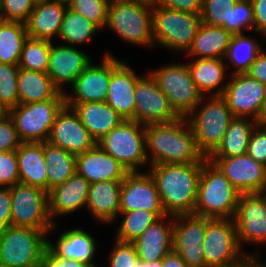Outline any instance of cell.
<instances>
[{
	"instance_id": "obj_53",
	"label": "cell",
	"mask_w": 266,
	"mask_h": 267,
	"mask_svg": "<svg viewBox=\"0 0 266 267\" xmlns=\"http://www.w3.org/2000/svg\"><path fill=\"white\" fill-rule=\"evenodd\" d=\"M40 267H87V266L77 260L60 259L47 248L42 256Z\"/></svg>"
},
{
	"instance_id": "obj_36",
	"label": "cell",
	"mask_w": 266,
	"mask_h": 267,
	"mask_svg": "<svg viewBox=\"0 0 266 267\" xmlns=\"http://www.w3.org/2000/svg\"><path fill=\"white\" fill-rule=\"evenodd\" d=\"M44 160L47 163L48 192L76 173V155L47 141L44 142Z\"/></svg>"
},
{
	"instance_id": "obj_30",
	"label": "cell",
	"mask_w": 266,
	"mask_h": 267,
	"mask_svg": "<svg viewBox=\"0 0 266 267\" xmlns=\"http://www.w3.org/2000/svg\"><path fill=\"white\" fill-rule=\"evenodd\" d=\"M72 107L80 122L99 141L124 119L106 102L65 103Z\"/></svg>"
},
{
	"instance_id": "obj_7",
	"label": "cell",
	"mask_w": 266,
	"mask_h": 267,
	"mask_svg": "<svg viewBox=\"0 0 266 267\" xmlns=\"http://www.w3.org/2000/svg\"><path fill=\"white\" fill-rule=\"evenodd\" d=\"M97 145L120 162L128 172L139 171L140 167L149 166L146 154L145 125L134 120H123Z\"/></svg>"
},
{
	"instance_id": "obj_6",
	"label": "cell",
	"mask_w": 266,
	"mask_h": 267,
	"mask_svg": "<svg viewBox=\"0 0 266 267\" xmlns=\"http://www.w3.org/2000/svg\"><path fill=\"white\" fill-rule=\"evenodd\" d=\"M202 23L201 14L182 12L153 5L154 46L186 53Z\"/></svg>"
},
{
	"instance_id": "obj_17",
	"label": "cell",
	"mask_w": 266,
	"mask_h": 267,
	"mask_svg": "<svg viewBox=\"0 0 266 267\" xmlns=\"http://www.w3.org/2000/svg\"><path fill=\"white\" fill-rule=\"evenodd\" d=\"M128 172L122 180L120 191V213L147 210L160 218L166 216L156 184L148 171Z\"/></svg>"
},
{
	"instance_id": "obj_4",
	"label": "cell",
	"mask_w": 266,
	"mask_h": 267,
	"mask_svg": "<svg viewBox=\"0 0 266 267\" xmlns=\"http://www.w3.org/2000/svg\"><path fill=\"white\" fill-rule=\"evenodd\" d=\"M153 5L144 0H110L105 28L125 43L154 47Z\"/></svg>"
},
{
	"instance_id": "obj_40",
	"label": "cell",
	"mask_w": 266,
	"mask_h": 267,
	"mask_svg": "<svg viewBox=\"0 0 266 267\" xmlns=\"http://www.w3.org/2000/svg\"><path fill=\"white\" fill-rule=\"evenodd\" d=\"M52 42L28 37L24 42L18 67L47 73Z\"/></svg>"
},
{
	"instance_id": "obj_20",
	"label": "cell",
	"mask_w": 266,
	"mask_h": 267,
	"mask_svg": "<svg viewBox=\"0 0 266 267\" xmlns=\"http://www.w3.org/2000/svg\"><path fill=\"white\" fill-rule=\"evenodd\" d=\"M47 142L79 155L97 145L96 140L80 122L72 107L64 105L58 112Z\"/></svg>"
},
{
	"instance_id": "obj_19",
	"label": "cell",
	"mask_w": 266,
	"mask_h": 267,
	"mask_svg": "<svg viewBox=\"0 0 266 267\" xmlns=\"http://www.w3.org/2000/svg\"><path fill=\"white\" fill-rule=\"evenodd\" d=\"M112 55L105 52L100 65L90 62L70 86L72 92H64L65 103L105 102L112 73Z\"/></svg>"
},
{
	"instance_id": "obj_63",
	"label": "cell",
	"mask_w": 266,
	"mask_h": 267,
	"mask_svg": "<svg viewBox=\"0 0 266 267\" xmlns=\"http://www.w3.org/2000/svg\"><path fill=\"white\" fill-rule=\"evenodd\" d=\"M260 123L266 128V119L262 120Z\"/></svg>"
},
{
	"instance_id": "obj_44",
	"label": "cell",
	"mask_w": 266,
	"mask_h": 267,
	"mask_svg": "<svg viewBox=\"0 0 266 267\" xmlns=\"http://www.w3.org/2000/svg\"><path fill=\"white\" fill-rule=\"evenodd\" d=\"M254 32V13L251 0H237L231 16L230 32L244 34V31Z\"/></svg>"
},
{
	"instance_id": "obj_27",
	"label": "cell",
	"mask_w": 266,
	"mask_h": 267,
	"mask_svg": "<svg viewBox=\"0 0 266 267\" xmlns=\"http://www.w3.org/2000/svg\"><path fill=\"white\" fill-rule=\"evenodd\" d=\"M122 181L90 183L86 207L95 221L110 225L120 213V191Z\"/></svg>"
},
{
	"instance_id": "obj_9",
	"label": "cell",
	"mask_w": 266,
	"mask_h": 267,
	"mask_svg": "<svg viewBox=\"0 0 266 267\" xmlns=\"http://www.w3.org/2000/svg\"><path fill=\"white\" fill-rule=\"evenodd\" d=\"M11 226L51 232L58 226L49 214V192L17 183L11 187Z\"/></svg>"
},
{
	"instance_id": "obj_42",
	"label": "cell",
	"mask_w": 266,
	"mask_h": 267,
	"mask_svg": "<svg viewBox=\"0 0 266 267\" xmlns=\"http://www.w3.org/2000/svg\"><path fill=\"white\" fill-rule=\"evenodd\" d=\"M110 0H74L68 8L81 14L100 30L105 29Z\"/></svg>"
},
{
	"instance_id": "obj_31",
	"label": "cell",
	"mask_w": 266,
	"mask_h": 267,
	"mask_svg": "<svg viewBox=\"0 0 266 267\" xmlns=\"http://www.w3.org/2000/svg\"><path fill=\"white\" fill-rule=\"evenodd\" d=\"M19 183L36 186L48 192L47 163L44 142H22L16 149Z\"/></svg>"
},
{
	"instance_id": "obj_26",
	"label": "cell",
	"mask_w": 266,
	"mask_h": 267,
	"mask_svg": "<svg viewBox=\"0 0 266 267\" xmlns=\"http://www.w3.org/2000/svg\"><path fill=\"white\" fill-rule=\"evenodd\" d=\"M94 236L81 228L64 230L56 241L49 240L47 248L60 259L77 260L87 267L97 266L94 256L97 251V243Z\"/></svg>"
},
{
	"instance_id": "obj_46",
	"label": "cell",
	"mask_w": 266,
	"mask_h": 267,
	"mask_svg": "<svg viewBox=\"0 0 266 267\" xmlns=\"http://www.w3.org/2000/svg\"><path fill=\"white\" fill-rule=\"evenodd\" d=\"M109 254V267H133L139 260L133 243L114 240Z\"/></svg>"
},
{
	"instance_id": "obj_16",
	"label": "cell",
	"mask_w": 266,
	"mask_h": 267,
	"mask_svg": "<svg viewBox=\"0 0 266 267\" xmlns=\"http://www.w3.org/2000/svg\"><path fill=\"white\" fill-rule=\"evenodd\" d=\"M134 96V121L139 124L166 123L180 118L149 72L137 81Z\"/></svg>"
},
{
	"instance_id": "obj_11",
	"label": "cell",
	"mask_w": 266,
	"mask_h": 267,
	"mask_svg": "<svg viewBox=\"0 0 266 267\" xmlns=\"http://www.w3.org/2000/svg\"><path fill=\"white\" fill-rule=\"evenodd\" d=\"M148 72L180 117H187L200 103L203 95L194 84L186 62L170 63Z\"/></svg>"
},
{
	"instance_id": "obj_13",
	"label": "cell",
	"mask_w": 266,
	"mask_h": 267,
	"mask_svg": "<svg viewBox=\"0 0 266 267\" xmlns=\"http://www.w3.org/2000/svg\"><path fill=\"white\" fill-rule=\"evenodd\" d=\"M227 80L228 84L221 96L226 100L232 114L261 122L266 85L247 73L229 75Z\"/></svg>"
},
{
	"instance_id": "obj_22",
	"label": "cell",
	"mask_w": 266,
	"mask_h": 267,
	"mask_svg": "<svg viewBox=\"0 0 266 267\" xmlns=\"http://www.w3.org/2000/svg\"><path fill=\"white\" fill-rule=\"evenodd\" d=\"M91 61L90 56L78 47L54 45L52 42L47 73L53 84L64 93L63 86L72 85Z\"/></svg>"
},
{
	"instance_id": "obj_33",
	"label": "cell",
	"mask_w": 266,
	"mask_h": 267,
	"mask_svg": "<svg viewBox=\"0 0 266 267\" xmlns=\"http://www.w3.org/2000/svg\"><path fill=\"white\" fill-rule=\"evenodd\" d=\"M19 103L43 102L54 99L61 91L48 73L19 68L17 75Z\"/></svg>"
},
{
	"instance_id": "obj_12",
	"label": "cell",
	"mask_w": 266,
	"mask_h": 267,
	"mask_svg": "<svg viewBox=\"0 0 266 267\" xmlns=\"http://www.w3.org/2000/svg\"><path fill=\"white\" fill-rule=\"evenodd\" d=\"M202 246L206 267L235 262L246 253L239 245L234 219L206 218Z\"/></svg>"
},
{
	"instance_id": "obj_43",
	"label": "cell",
	"mask_w": 266,
	"mask_h": 267,
	"mask_svg": "<svg viewBox=\"0 0 266 267\" xmlns=\"http://www.w3.org/2000/svg\"><path fill=\"white\" fill-rule=\"evenodd\" d=\"M18 65L0 63V98L10 108L19 103L17 89Z\"/></svg>"
},
{
	"instance_id": "obj_56",
	"label": "cell",
	"mask_w": 266,
	"mask_h": 267,
	"mask_svg": "<svg viewBox=\"0 0 266 267\" xmlns=\"http://www.w3.org/2000/svg\"><path fill=\"white\" fill-rule=\"evenodd\" d=\"M162 267H189L183 259L174 251L162 259Z\"/></svg>"
},
{
	"instance_id": "obj_29",
	"label": "cell",
	"mask_w": 266,
	"mask_h": 267,
	"mask_svg": "<svg viewBox=\"0 0 266 267\" xmlns=\"http://www.w3.org/2000/svg\"><path fill=\"white\" fill-rule=\"evenodd\" d=\"M186 63L194 84L203 96H221L224 93L228 84L226 68L229 67L224 59H191Z\"/></svg>"
},
{
	"instance_id": "obj_65",
	"label": "cell",
	"mask_w": 266,
	"mask_h": 267,
	"mask_svg": "<svg viewBox=\"0 0 266 267\" xmlns=\"http://www.w3.org/2000/svg\"><path fill=\"white\" fill-rule=\"evenodd\" d=\"M144 1H148V2H151L152 3L154 0H144Z\"/></svg>"
},
{
	"instance_id": "obj_2",
	"label": "cell",
	"mask_w": 266,
	"mask_h": 267,
	"mask_svg": "<svg viewBox=\"0 0 266 267\" xmlns=\"http://www.w3.org/2000/svg\"><path fill=\"white\" fill-rule=\"evenodd\" d=\"M202 165L156 164L147 169L167 215L193 214Z\"/></svg>"
},
{
	"instance_id": "obj_35",
	"label": "cell",
	"mask_w": 266,
	"mask_h": 267,
	"mask_svg": "<svg viewBox=\"0 0 266 267\" xmlns=\"http://www.w3.org/2000/svg\"><path fill=\"white\" fill-rule=\"evenodd\" d=\"M263 48L264 46L257 41V38L246 34H233L224 57L226 66L230 63L233 69L229 75L248 73Z\"/></svg>"
},
{
	"instance_id": "obj_47",
	"label": "cell",
	"mask_w": 266,
	"mask_h": 267,
	"mask_svg": "<svg viewBox=\"0 0 266 267\" xmlns=\"http://www.w3.org/2000/svg\"><path fill=\"white\" fill-rule=\"evenodd\" d=\"M16 150L0 151V187H13L19 183Z\"/></svg>"
},
{
	"instance_id": "obj_51",
	"label": "cell",
	"mask_w": 266,
	"mask_h": 267,
	"mask_svg": "<svg viewBox=\"0 0 266 267\" xmlns=\"http://www.w3.org/2000/svg\"><path fill=\"white\" fill-rule=\"evenodd\" d=\"M11 226V187H0V230Z\"/></svg>"
},
{
	"instance_id": "obj_59",
	"label": "cell",
	"mask_w": 266,
	"mask_h": 267,
	"mask_svg": "<svg viewBox=\"0 0 266 267\" xmlns=\"http://www.w3.org/2000/svg\"><path fill=\"white\" fill-rule=\"evenodd\" d=\"M266 119V94H265V100L263 104V109H262V120Z\"/></svg>"
},
{
	"instance_id": "obj_49",
	"label": "cell",
	"mask_w": 266,
	"mask_h": 267,
	"mask_svg": "<svg viewBox=\"0 0 266 267\" xmlns=\"http://www.w3.org/2000/svg\"><path fill=\"white\" fill-rule=\"evenodd\" d=\"M21 143L11 116L0 119V151L16 150Z\"/></svg>"
},
{
	"instance_id": "obj_50",
	"label": "cell",
	"mask_w": 266,
	"mask_h": 267,
	"mask_svg": "<svg viewBox=\"0 0 266 267\" xmlns=\"http://www.w3.org/2000/svg\"><path fill=\"white\" fill-rule=\"evenodd\" d=\"M203 0H154L152 5L162 6L182 12L201 14Z\"/></svg>"
},
{
	"instance_id": "obj_52",
	"label": "cell",
	"mask_w": 266,
	"mask_h": 267,
	"mask_svg": "<svg viewBox=\"0 0 266 267\" xmlns=\"http://www.w3.org/2000/svg\"><path fill=\"white\" fill-rule=\"evenodd\" d=\"M254 13V32L266 36V0H251Z\"/></svg>"
},
{
	"instance_id": "obj_14",
	"label": "cell",
	"mask_w": 266,
	"mask_h": 267,
	"mask_svg": "<svg viewBox=\"0 0 266 267\" xmlns=\"http://www.w3.org/2000/svg\"><path fill=\"white\" fill-rule=\"evenodd\" d=\"M234 221L242 250L245 243L266 245V194H240Z\"/></svg>"
},
{
	"instance_id": "obj_54",
	"label": "cell",
	"mask_w": 266,
	"mask_h": 267,
	"mask_svg": "<svg viewBox=\"0 0 266 267\" xmlns=\"http://www.w3.org/2000/svg\"><path fill=\"white\" fill-rule=\"evenodd\" d=\"M265 48L261 50L256 60L252 63L249 74L255 80L266 85V52Z\"/></svg>"
},
{
	"instance_id": "obj_18",
	"label": "cell",
	"mask_w": 266,
	"mask_h": 267,
	"mask_svg": "<svg viewBox=\"0 0 266 267\" xmlns=\"http://www.w3.org/2000/svg\"><path fill=\"white\" fill-rule=\"evenodd\" d=\"M241 193H262L266 186V166L250 155L207 157Z\"/></svg>"
},
{
	"instance_id": "obj_32",
	"label": "cell",
	"mask_w": 266,
	"mask_h": 267,
	"mask_svg": "<svg viewBox=\"0 0 266 267\" xmlns=\"http://www.w3.org/2000/svg\"><path fill=\"white\" fill-rule=\"evenodd\" d=\"M233 34L224 27L201 23L184 55L192 59H224Z\"/></svg>"
},
{
	"instance_id": "obj_25",
	"label": "cell",
	"mask_w": 266,
	"mask_h": 267,
	"mask_svg": "<svg viewBox=\"0 0 266 267\" xmlns=\"http://www.w3.org/2000/svg\"><path fill=\"white\" fill-rule=\"evenodd\" d=\"M90 183L81 175L75 173L49 191V214L53 221L56 217L67 216L86 207Z\"/></svg>"
},
{
	"instance_id": "obj_55",
	"label": "cell",
	"mask_w": 266,
	"mask_h": 267,
	"mask_svg": "<svg viewBox=\"0 0 266 267\" xmlns=\"http://www.w3.org/2000/svg\"><path fill=\"white\" fill-rule=\"evenodd\" d=\"M260 253L255 251L254 253H245L237 261L225 264L217 267H261Z\"/></svg>"
},
{
	"instance_id": "obj_64",
	"label": "cell",
	"mask_w": 266,
	"mask_h": 267,
	"mask_svg": "<svg viewBox=\"0 0 266 267\" xmlns=\"http://www.w3.org/2000/svg\"><path fill=\"white\" fill-rule=\"evenodd\" d=\"M0 267H7V266L0 261Z\"/></svg>"
},
{
	"instance_id": "obj_38",
	"label": "cell",
	"mask_w": 266,
	"mask_h": 267,
	"mask_svg": "<svg viewBox=\"0 0 266 267\" xmlns=\"http://www.w3.org/2000/svg\"><path fill=\"white\" fill-rule=\"evenodd\" d=\"M27 38L25 23L0 19V63L18 65Z\"/></svg>"
},
{
	"instance_id": "obj_41",
	"label": "cell",
	"mask_w": 266,
	"mask_h": 267,
	"mask_svg": "<svg viewBox=\"0 0 266 267\" xmlns=\"http://www.w3.org/2000/svg\"><path fill=\"white\" fill-rule=\"evenodd\" d=\"M236 2L237 0H203L202 22L224 27L230 32L232 11Z\"/></svg>"
},
{
	"instance_id": "obj_57",
	"label": "cell",
	"mask_w": 266,
	"mask_h": 267,
	"mask_svg": "<svg viewBox=\"0 0 266 267\" xmlns=\"http://www.w3.org/2000/svg\"><path fill=\"white\" fill-rule=\"evenodd\" d=\"M133 267H162V260L143 262L139 259Z\"/></svg>"
},
{
	"instance_id": "obj_15",
	"label": "cell",
	"mask_w": 266,
	"mask_h": 267,
	"mask_svg": "<svg viewBox=\"0 0 266 267\" xmlns=\"http://www.w3.org/2000/svg\"><path fill=\"white\" fill-rule=\"evenodd\" d=\"M206 232V217L194 214L173 216V251L189 267H206L203 241Z\"/></svg>"
},
{
	"instance_id": "obj_10",
	"label": "cell",
	"mask_w": 266,
	"mask_h": 267,
	"mask_svg": "<svg viewBox=\"0 0 266 267\" xmlns=\"http://www.w3.org/2000/svg\"><path fill=\"white\" fill-rule=\"evenodd\" d=\"M65 105L60 92L54 99L43 102L18 103L10 108V116L22 142L47 141L58 112Z\"/></svg>"
},
{
	"instance_id": "obj_37",
	"label": "cell",
	"mask_w": 266,
	"mask_h": 267,
	"mask_svg": "<svg viewBox=\"0 0 266 267\" xmlns=\"http://www.w3.org/2000/svg\"><path fill=\"white\" fill-rule=\"evenodd\" d=\"M99 31L94 23L67 7L58 38L63 45L77 47L91 42Z\"/></svg>"
},
{
	"instance_id": "obj_21",
	"label": "cell",
	"mask_w": 266,
	"mask_h": 267,
	"mask_svg": "<svg viewBox=\"0 0 266 267\" xmlns=\"http://www.w3.org/2000/svg\"><path fill=\"white\" fill-rule=\"evenodd\" d=\"M141 77L127 65V61L112 55V73L105 102L124 120H134L135 88Z\"/></svg>"
},
{
	"instance_id": "obj_61",
	"label": "cell",
	"mask_w": 266,
	"mask_h": 267,
	"mask_svg": "<svg viewBox=\"0 0 266 267\" xmlns=\"http://www.w3.org/2000/svg\"><path fill=\"white\" fill-rule=\"evenodd\" d=\"M260 262H261V267H266V260L262 261V259H260Z\"/></svg>"
},
{
	"instance_id": "obj_39",
	"label": "cell",
	"mask_w": 266,
	"mask_h": 267,
	"mask_svg": "<svg viewBox=\"0 0 266 267\" xmlns=\"http://www.w3.org/2000/svg\"><path fill=\"white\" fill-rule=\"evenodd\" d=\"M120 216L123 219L114 239L130 243H133L150 225L160 219L156 213L143 209L122 212L118 214V217Z\"/></svg>"
},
{
	"instance_id": "obj_45",
	"label": "cell",
	"mask_w": 266,
	"mask_h": 267,
	"mask_svg": "<svg viewBox=\"0 0 266 267\" xmlns=\"http://www.w3.org/2000/svg\"><path fill=\"white\" fill-rule=\"evenodd\" d=\"M34 6L33 0H0V19L26 23Z\"/></svg>"
},
{
	"instance_id": "obj_48",
	"label": "cell",
	"mask_w": 266,
	"mask_h": 267,
	"mask_svg": "<svg viewBox=\"0 0 266 267\" xmlns=\"http://www.w3.org/2000/svg\"><path fill=\"white\" fill-rule=\"evenodd\" d=\"M247 154L256 162L266 166V128L261 123L255 127L251 134Z\"/></svg>"
},
{
	"instance_id": "obj_3",
	"label": "cell",
	"mask_w": 266,
	"mask_h": 267,
	"mask_svg": "<svg viewBox=\"0 0 266 267\" xmlns=\"http://www.w3.org/2000/svg\"><path fill=\"white\" fill-rule=\"evenodd\" d=\"M240 194L223 172L206 158L193 214L210 219H234Z\"/></svg>"
},
{
	"instance_id": "obj_8",
	"label": "cell",
	"mask_w": 266,
	"mask_h": 267,
	"mask_svg": "<svg viewBox=\"0 0 266 267\" xmlns=\"http://www.w3.org/2000/svg\"><path fill=\"white\" fill-rule=\"evenodd\" d=\"M48 233L13 226L0 230V261L7 267H40Z\"/></svg>"
},
{
	"instance_id": "obj_62",
	"label": "cell",
	"mask_w": 266,
	"mask_h": 267,
	"mask_svg": "<svg viewBox=\"0 0 266 267\" xmlns=\"http://www.w3.org/2000/svg\"><path fill=\"white\" fill-rule=\"evenodd\" d=\"M33 1L36 4V3H41V2H44V1H47V0H33Z\"/></svg>"
},
{
	"instance_id": "obj_58",
	"label": "cell",
	"mask_w": 266,
	"mask_h": 267,
	"mask_svg": "<svg viewBox=\"0 0 266 267\" xmlns=\"http://www.w3.org/2000/svg\"><path fill=\"white\" fill-rule=\"evenodd\" d=\"M10 115V107L5 104L0 98V119Z\"/></svg>"
},
{
	"instance_id": "obj_34",
	"label": "cell",
	"mask_w": 266,
	"mask_h": 267,
	"mask_svg": "<svg viewBox=\"0 0 266 267\" xmlns=\"http://www.w3.org/2000/svg\"><path fill=\"white\" fill-rule=\"evenodd\" d=\"M259 123L253 118L234 117L221 143L208 157H231L247 154L251 134Z\"/></svg>"
},
{
	"instance_id": "obj_1",
	"label": "cell",
	"mask_w": 266,
	"mask_h": 267,
	"mask_svg": "<svg viewBox=\"0 0 266 267\" xmlns=\"http://www.w3.org/2000/svg\"><path fill=\"white\" fill-rule=\"evenodd\" d=\"M146 154L149 166L156 164L203 163L186 117L166 123L145 125Z\"/></svg>"
},
{
	"instance_id": "obj_24",
	"label": "cell",
	"mask_w": 266,
	"mask_h": 267,
	"mask_svg": "<svg viewBox=\"0 0 266 267\" xmlns=\"http://www.w3.org/2000/svg\"><path fill=\"white\" fill-rule=\"evenodd\" d=\"M172 239L173 215H166L150 225L133 244L141 261L153 262L173 251Z\"/></svg>"
},
{
	"instance_id": "obj_60",
	"label": "cell",
	"mask_w": 266,
	"mask_h": 267,
	"mask_svg": "<svg viewBox=\"0 0 266 267\" xmlns=\"http://www.w3.org/2000/svg\"><path fill=\"white\" fill-rule=\"evenodd\" d=\"M60 2H62L63 4L69 6L70 3H72L74 0H59Z\"/></svg>"
},
{
	"instance_id": "obj_5",
	"label": "cell",
	"mask_w": 266,
	"mask_h": 267,
	"mask_svg": "<svg viewBox=\"0 0 266 267\" xmlns=\"http://www.w3.org/2000/svg\"><path fill=\"white\" fill-rule=\"evenodd\" d=\"M204 99L205 96L186 119L198 150L207 158L219 146L235 116L222 96H207Z\"/></svg>"
},
{
	"instance_id": "obj_23",
	"label": "cell",
	"mask_w": 266,
	"mask_h": 267,
	"mask_svg": "<svg viewBox=\"0 0 266 267\" xmlns=\"http://www.w3.org/2000/svg\"><path fill=\"white\" fill-rule=\"evenodd\" d=\"M76 173L89 183H97L122 181L128 171L112 155L96 145L94 148L76 155Z\"/></svg>"
},
{
	"instance_id": "obj_28",
	"label": "cell",
	"mask_w": 266,
	"mask_h": 267,
	"mask_svg": "<svg viewBox=\"0 0 266 267\" xmlns=\"http://www.w3.org/2000/svg\"><path fill=\"white\" fill-rule=\"evenodd\" d=\"M67 5L59 0L36 3L25 23L28 37L52 42L59 35Z\"/></svg>"
}]
</instances>
